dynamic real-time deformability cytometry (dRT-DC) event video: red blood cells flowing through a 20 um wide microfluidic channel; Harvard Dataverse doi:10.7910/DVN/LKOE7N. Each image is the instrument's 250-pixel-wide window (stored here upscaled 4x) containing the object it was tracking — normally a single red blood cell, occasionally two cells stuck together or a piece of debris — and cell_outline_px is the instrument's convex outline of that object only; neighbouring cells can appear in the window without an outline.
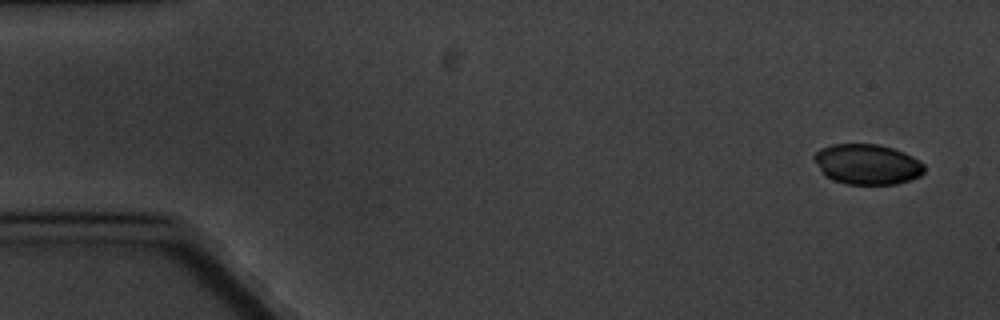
{"species": "common noctule bat (a hibernating species)", "species_latin": "Nyctalus noctula", "temperature_condition": "cold", "stored_images_in_passage": 11, "camera_frame_rate_fps": 3000, "um_per_image_px": 0.085, "animal": {"sex": "male", "body_mass_g": 20.1, "forearm_length_mm": 53.5}, "frame": {"image": 1, "passage_image": 1, "time_ms": 0.0, "image_size_px": [1000, 320], "cell_outline_px": [[924, 172], [920, 176], [896, 184], [844, 184], [832, 180], [824, 176], [812, 156], [820, 148], [832, 144], [880, 144], [904, 152], [912, 156], [924, 164]], "centroid_in_image_um": [73.69, 13.96], "position_along_channel_um": 11.3, "area_um2": 26.01}}
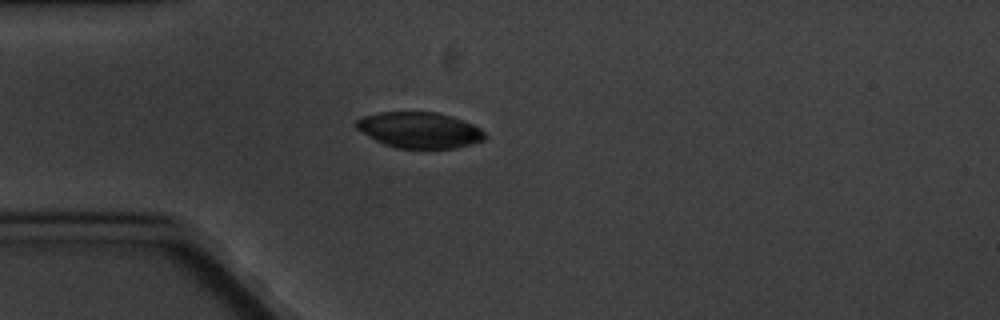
{"frame": {"image": 2, "passage_image": 4, "time_ms": 4.333, "image_size_px": [1000, 320], "cell_outline_px": [[488, 136], [484, 140], [472, 144], [456, 148], [396, 148], [384, 144], [376, 140], [356, 128], [352, 124], [356, 120], [364, 116], [380, 112], [436, 112], [452, 116], [464, 120], [480, 128]], "centroid_in_image_um": [35.67, 11.05], "position_along_channel_um": 49.3, "area_um2": 26.99}}